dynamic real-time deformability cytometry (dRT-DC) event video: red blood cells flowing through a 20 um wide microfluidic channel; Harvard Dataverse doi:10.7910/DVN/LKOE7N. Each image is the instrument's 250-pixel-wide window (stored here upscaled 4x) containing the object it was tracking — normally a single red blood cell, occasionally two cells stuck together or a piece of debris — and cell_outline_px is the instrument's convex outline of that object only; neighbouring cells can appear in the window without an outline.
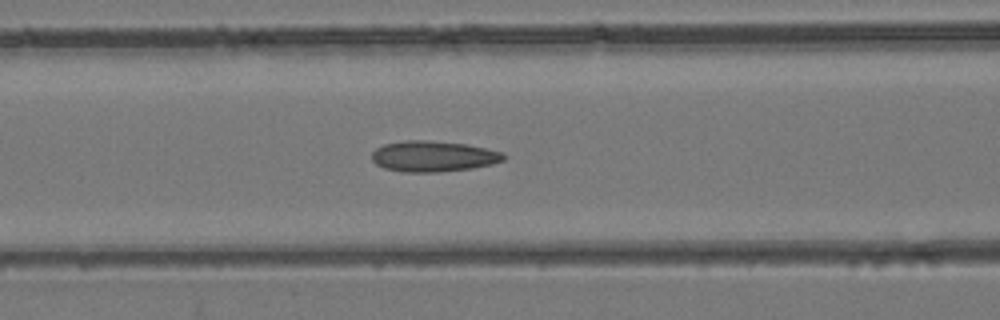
{"species": "common noctule bat (a hibernating species)", "species_latin": "Nyctalus noctula", "temperature_condition": "room temperature", "stored_images_in_passage": 46, "camera_frame_rate_fps": 3000, "um_per_image_px": 0.085, "animal": {"sex": "female", "body_mass_g": 24.6, "forearm_length_mm": 56.2}, "frame": {"image": 1, "passage_image": 19, "time_ms": 6.0, "image_size_px": [1000, 320], "cell_outline_px": [[508, 156], [504, 160], [492, 164], [472, 168], [436, 172], [404, 172], [384, 168], [376, 164], [372, 160], [372, 152], [376, 148], [384, 144], [404, 140], [428, 140], [468, 144], [504, 152]], "centroid_in_image_um": [36.85, 13.28], "position_along_channel_um": 129.7, "area_um2": 23.87}}
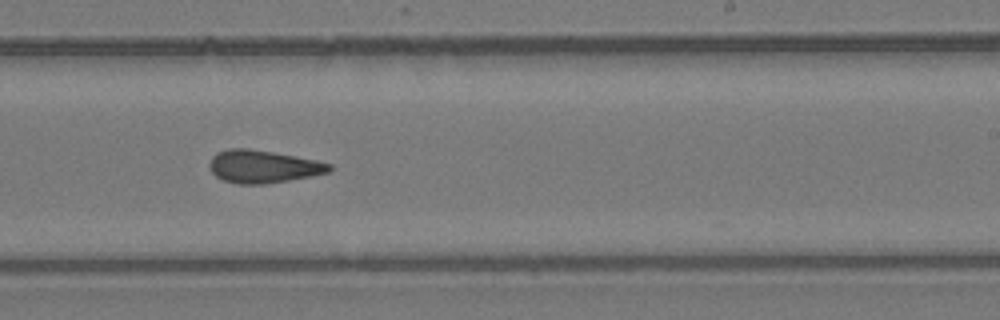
{"frame": {"image": 2, "passage_image": 28, "time_ms": 9.0, "image_size_px": [1000, 320], "cell_outline_px": [[332, 168], [328, 172], [312, 176], [264, 184], [236, 184], [224, 180], [216, 176], [212, 172], [208, 164], [212, 156], [216, 152], [228, 148], [248, 148], [272, 152], [316, 160], [332, 164]], "centroid_in_image_um": [22.33, 14.15], "position_along_channel_um": 266.7, "area_um2": 22.83}}
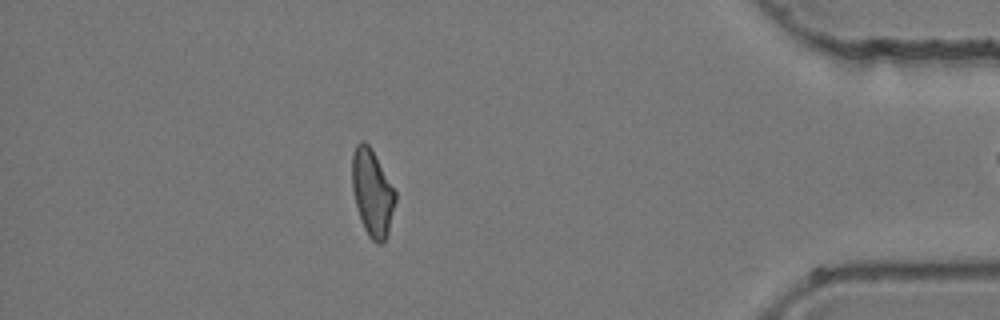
{"frame": {"image": 3, "passage_image": 40, "time_ms": 13.0, "image_size_px": [1000, 320], "cell_outline_px": [[396, 200], [388, 232], [384, 240], [380, 244], [376, 244], [368, 236], [364, 228], [356, 204], [352, 188], [352, 156], [356, 144], [360, 140], [364, 140], [372, 148], [396, 192]], "centroid_in_image_um": [31.64, 16.35], "position_along_channel_um": 403.6, "area_um2": 21.79}}